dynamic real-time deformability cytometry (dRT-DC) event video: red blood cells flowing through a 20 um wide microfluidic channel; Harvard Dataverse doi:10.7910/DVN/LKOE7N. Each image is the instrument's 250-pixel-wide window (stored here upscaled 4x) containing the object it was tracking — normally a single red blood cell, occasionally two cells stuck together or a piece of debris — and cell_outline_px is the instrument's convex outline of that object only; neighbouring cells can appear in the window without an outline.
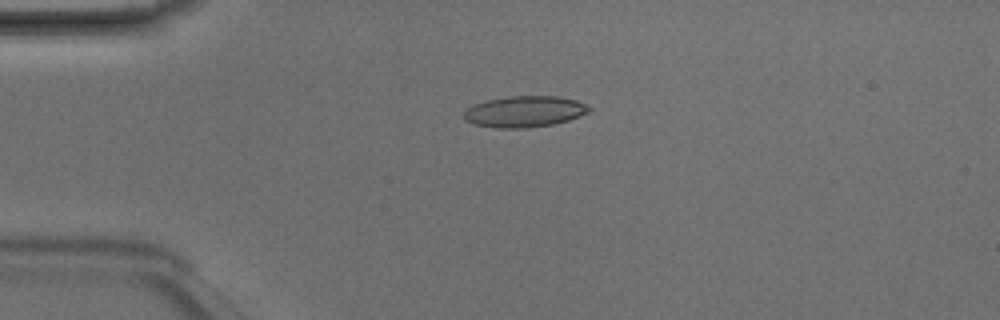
{"species": "Egyptian fruit bat (a non-hibernating species)", "species_latin": "Rousettus aegyptiacus", "temperature_condition": "room temperature", "stored_images_in_passage": 3, "camera_frame_rate_fps": 3000, "um_per_image_px": 0.085, "animal": {"sex": "male"}, "frame": {"image": 1, "passage_image": 2, "time_ms": 0.333, "image_size_px": [1000, 320], "cell_outline_px": [[592, 108], [588, 112], [580, 116], [568, 120], [552, 124], [524, 128], [496, 128], [476, 124], [464, 120], [464, 112], [472, 104], [484, 100], [508, 96], [556, 96], [576, 100]], "centroid_in_image_um": [44.55, 9.47], "position_along_channel_um": 40.4, "area_um2": 22.72}}